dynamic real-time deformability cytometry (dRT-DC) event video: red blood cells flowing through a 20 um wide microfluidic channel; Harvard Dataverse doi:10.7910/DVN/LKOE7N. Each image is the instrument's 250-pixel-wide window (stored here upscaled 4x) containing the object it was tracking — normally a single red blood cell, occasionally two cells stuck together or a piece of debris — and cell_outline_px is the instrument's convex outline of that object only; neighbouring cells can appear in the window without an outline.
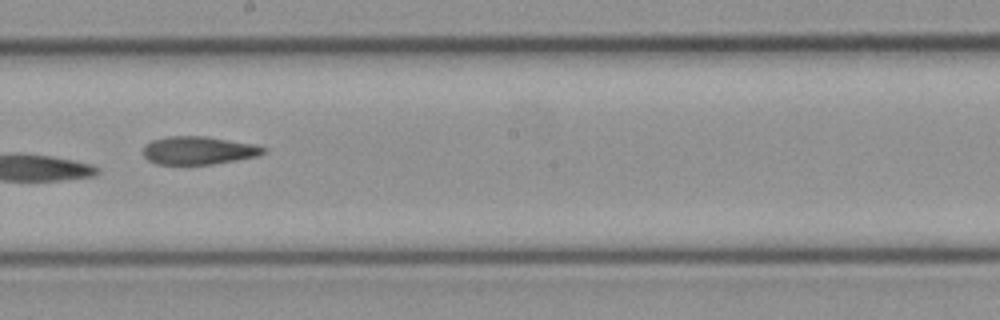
{"species": "common noctule bat (a hibernating species)", "species_latin": "Nyctalus noctula", "temperature_condition": "cold", "stored_images_in_passage": 21, "camera_frame_rate_fps": 3000, "um_per_image_px": 0.085, "animal": {"sex": "female", "body_mass_g": 21.9}, "frame": {"image": 1, "passage_image": 10, "time_ms": 3.0, "image_size_px": [1000, 320], "cell_outline_px": [[268, 152], [260, 156], [212, 164], [156, 164], [148, 160], [144, 156], [144, 144], [152, 140], [168, 136], [208, 136], [256, 144], [264, 148]], "centroid_in_image_um": [16.91, 12.78], "position_along_channel_um": 231.3, "area_um2": 19.88}}